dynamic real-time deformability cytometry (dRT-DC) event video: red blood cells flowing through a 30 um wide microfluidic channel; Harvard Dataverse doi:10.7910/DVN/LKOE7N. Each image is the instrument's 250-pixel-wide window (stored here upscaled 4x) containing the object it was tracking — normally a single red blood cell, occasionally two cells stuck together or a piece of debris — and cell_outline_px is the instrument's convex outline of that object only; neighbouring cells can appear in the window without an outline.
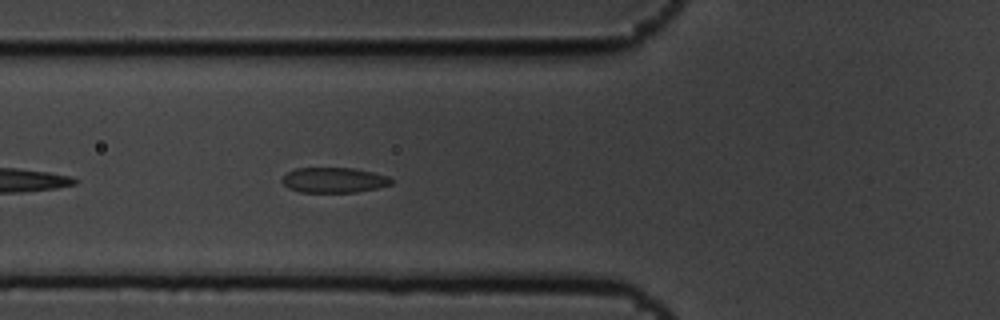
{"species": "common noctule bat (a hibernating species)", "species_latin": "Nyctalus noctula", "temperature_condition": "cold", "stored_images_in_passage": 5, "camera_frame_rate_fps": 3000, "um_per_image_px": 0.085, "animal": {"sex": "male", "body_mass_g": 19.5, "forearm_length_mm": 54.6}, "frame": {"image": 1, "passage_image": 5, "time_ms": 1.333, "image_size_px": [1000, 320], "cell_outline_px": [[392, 184], [376, 188], [356, 192], [300, 192], [288, 188], [280, 180], [288, 172], [296, 168], [356, 168], [388, 176], [392, 180]], "centroid_in_image_um": [28.37, 15.3], "position_along_channel_um": 97.4, "area_um2": 16.01}}